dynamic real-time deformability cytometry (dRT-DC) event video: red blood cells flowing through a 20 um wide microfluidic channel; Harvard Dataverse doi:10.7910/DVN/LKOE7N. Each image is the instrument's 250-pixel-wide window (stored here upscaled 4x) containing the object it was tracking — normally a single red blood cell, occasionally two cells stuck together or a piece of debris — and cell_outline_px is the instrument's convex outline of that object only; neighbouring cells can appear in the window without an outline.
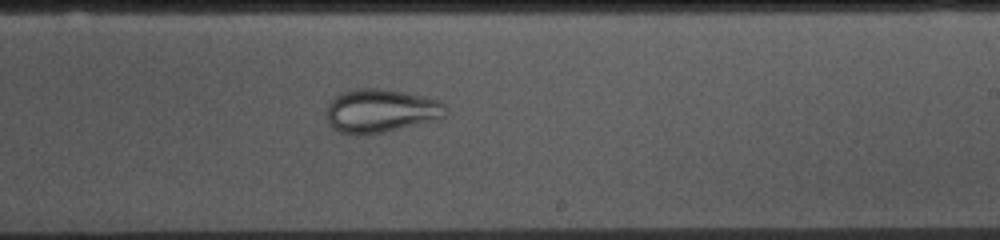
{"species": "common noctule bat (a hibernating species)", "species_latin": "Nyctalus noctula", "temperature_condition": "cold", "stored_images_in_passage": 54, "camera_frame_rate_fps": 3000, "um_per_image_px": 0.085, "animal": {"sex": "female", "body_mass_g": 10.0, "forearm_length_mm": 53.1}, "frame": {"image": 1, "passage_image": 31, "time_ms": 10.0, "image_size_px": [1000, 240], "cell_outline_px": [[448, 108], [444, 116], [440, 120], [384, 132], [360, 136], [356, 136], [340, 132], [332, 128], [328, 120], [328, 104], [340, 92], [352, 88], [376, 88], [404, 92], [428, 96], [440, 100]], "centroid_in_image_um": [32.41, 9.42], "position_along_channel_um": 256.6, "area_um2": 30.81}}
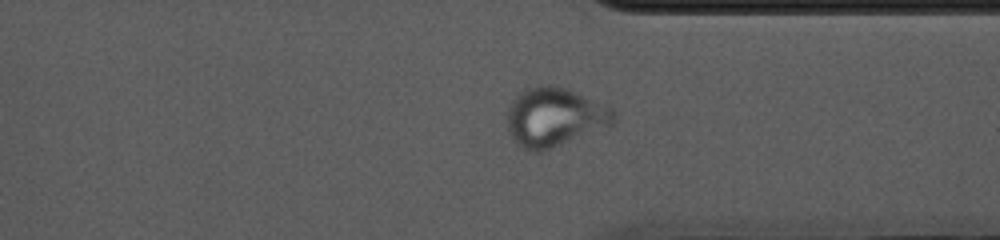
{"frame": {"image": 2, "passage_image": 40, "time_ms": 13.0, "image_size_px": [1000, 240], "cell_outline_px": [[616, 124], [540, 152], [532, 152], [516, 144], [508, 132], [508, 108], [512, 100], [520, 92], [528, 88], [540, 84], [548, 84], [564, 88], [612, 108], [616, 112]], "centroid_in_image_um": [47.14, 9.97], "position_along_channel_um": 364.3, "area_um2": 36.47}}
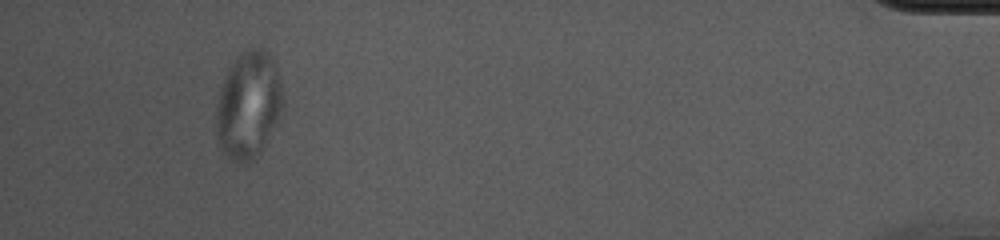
{"frame": {"image": 3, "passage_image": 50, "time_ms": 16.333, "image_size_px": [1000, 240], "cell_outline_px": [[284, 104], [280, 116], [260, 152], [252, 160], [244, 164], [228, 156], [220, 148], [216, 136], [216, 108], [220, 88], [228, 68], [240, 52], [248, 48], [260, 48], [268, 52], [276, 64], [284, 92]], "centroid_in_image_um": [21.13, 8.89], "position_along_channel_um": 414.1, "area_um2": 41.96}}